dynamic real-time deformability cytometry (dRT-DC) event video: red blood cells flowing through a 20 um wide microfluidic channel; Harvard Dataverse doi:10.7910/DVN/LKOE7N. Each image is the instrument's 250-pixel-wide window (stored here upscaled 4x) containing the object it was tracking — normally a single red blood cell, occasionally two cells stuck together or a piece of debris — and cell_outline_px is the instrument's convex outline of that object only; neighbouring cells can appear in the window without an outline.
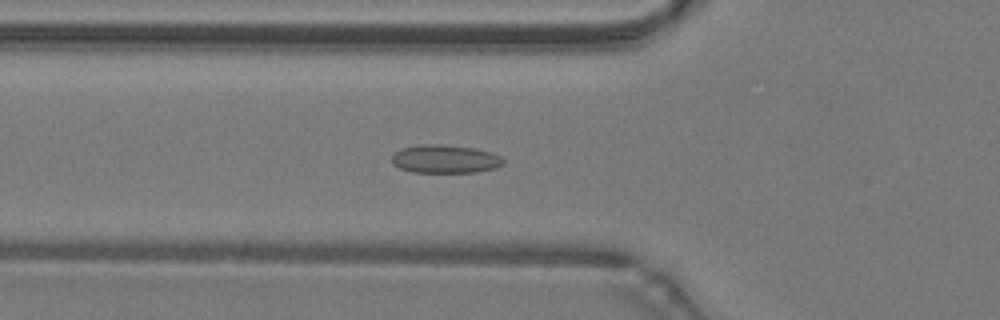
{"species": "common noctule bat (a hibernating species)", "species_latin": "Nyctalus noctula", "temperature_condition": "warm", "stored_images_in_passage": 50, "camera_frame_rate_fps": 3000, "um_per_image_px": 0.085, "animal": {"sex": "male", "body_mass_g": 19.2, "forearm_length_mm": 51.8}, "frame": {"image": 1, "passage_image": 18, "time_ms": 5.667, "image_size_px": [1000, 320], "cell_outline_px": [[504, 164], [496, 168], [476, 172], [412, 172], [400, 168], [392, 164], [392, 156], [400, 148], [420, 144], [440, 144], [472, 148], [488, 152], [500, 156], [504, 160]], "centroid_in_image_um": [37.81, 13.52], "position_along_channel_um": 88.0, "area_um2": 18.32}}
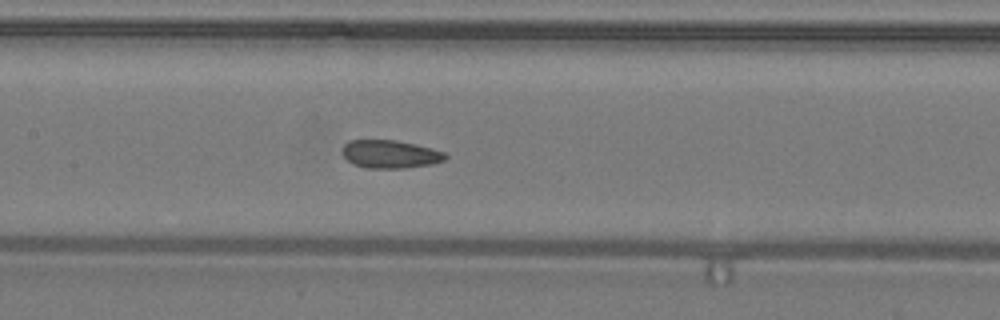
{"frame": {"image": 2, "passage_image": 24, "time_ms": 7.667, "image_size_px": [1000, 320], "cell_outline_px": [[448, 156], [444, 160], [432, 164], [404, 168], [364, 168], [352, 164], [340, 152], [340, 148], [348, 140], [396, 140], [416, 144], [432, 148], [444, 152]], "centroid_in_image_um": [33.12, 13.1], "position_along_channel_um": 174.3, "area_um2": 17.11}}
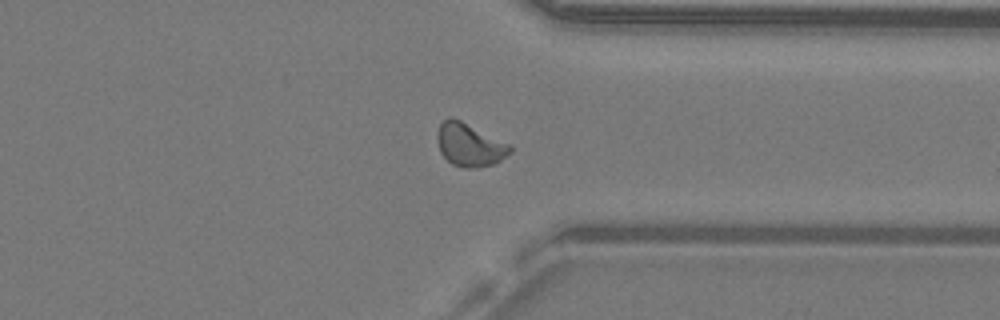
{"frame": {"image": 3, "passage_image": 38, "time_ms": 12.333, "image_size_px": [1000, 320], "cell_outline_px": [[512, 152], [496, 164], [476, 168], [464, 168], [452, 164], [440, 152], [436, 136], [436, 132], [440, 124], [448, 116], [452, 116], [512, 144]], "centroid_in_image_um": [39.94, 12.3], "position_along_channel_um": 371.5, "area_um2": 18.73}, "authors_computed_cell_mechanics": {"area_um2": 17.8024, "velocity_mm_per_s": 4.2814, "shape_relaxation_time_tau1_ms": null, "shape_relaxation_time_tau2_ms": 1.2186, "deformation_change_tau1": null, "deformation_change_tau2": 0.0803}}